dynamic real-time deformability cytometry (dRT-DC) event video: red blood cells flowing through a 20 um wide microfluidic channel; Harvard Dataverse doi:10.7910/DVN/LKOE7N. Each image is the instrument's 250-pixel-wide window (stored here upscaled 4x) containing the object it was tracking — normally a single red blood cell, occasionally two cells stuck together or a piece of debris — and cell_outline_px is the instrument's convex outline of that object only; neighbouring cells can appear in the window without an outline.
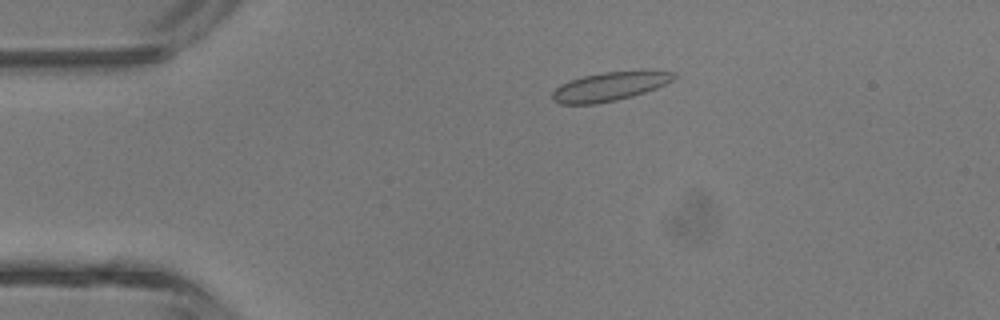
{"species": "common noctule bat (a hibernating species)", "species_latin": "Nyctalus noctula", "temperature_condition": "room temperature", "stored_images_in_passage": 4, "camera_frame_rate_fps": 3000, "um_per_image_px": 0.085, "animal": {"sex": "male", "body_mass_g": 13.3}, "frame": {"image": 1, "passage_image": 2, "time_ms": 1.333, "image_size_px": [1000, 320], "cell_outline_px": [[676, 76], [672, 80], [656, 88], [632, 96], [616, 100], [596, 104], [560, 104], [552, 100], [552, 92], [560, 84], [568, 80], [600, 72], [640, 68], [644, 68], [676, 72]], "centroid_in_image_um": [51.86, 7.3], "position_along_channel_um": 33.1, "area_um2": 21.15}}
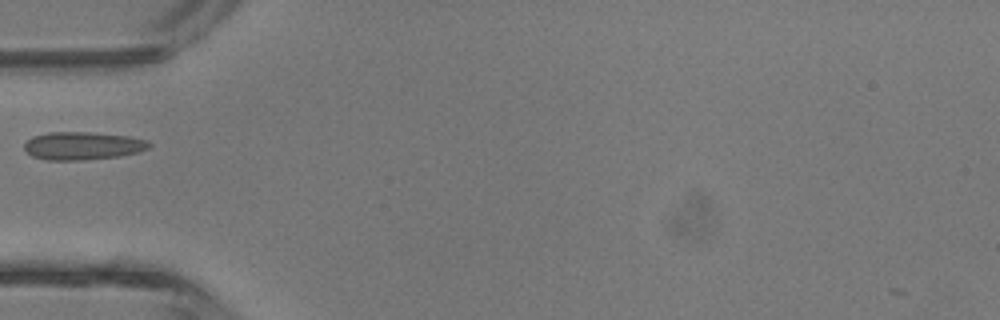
{"frame": {"image": 2, "passage_image": 4, "time_ms": 3.333, "image_size_px": [1000, 320], "cell_outline_px": [[152, 144], [148, 148], [136, 152], [120, 156], [80, 160], [48, 160], [32, 156], [24, 148], [24, 144], [32, 136], [48, 132], [92, 132], [128, 136], [148, 140]], "centroid_in_image_um": [7.02, 12.38], "position_along_channel_um": 78.0, "area_um2": 20.29}}